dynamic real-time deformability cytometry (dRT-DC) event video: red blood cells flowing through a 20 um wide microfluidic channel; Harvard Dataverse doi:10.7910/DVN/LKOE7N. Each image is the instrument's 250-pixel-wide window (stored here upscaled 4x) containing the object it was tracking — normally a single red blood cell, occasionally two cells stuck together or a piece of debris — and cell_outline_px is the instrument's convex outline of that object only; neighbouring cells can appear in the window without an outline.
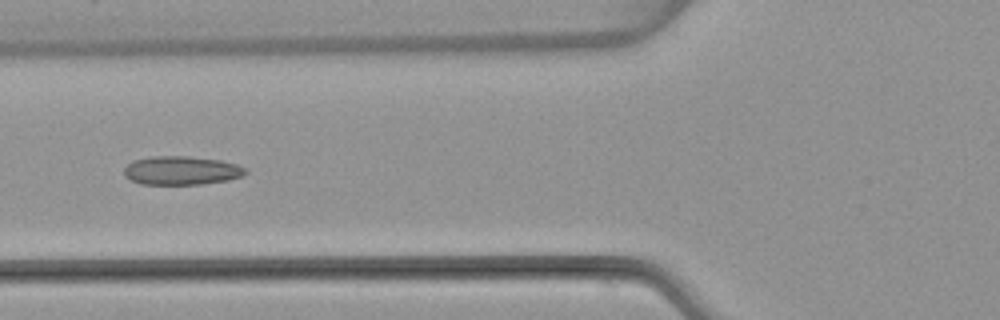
{"species": "common noctule bat (a hibernating species)", "species_latin": "Nyctalus noctula", "temperature_condition": "warm", "stored_images_in_passage": 5, "camera_frame_rate_fps": 3000, "um_per_image_px": 0.085, "animal": {"sex": "female", "body_mass_g": 22.7, "forearm_length_mm": 54.2}, "frame": {"image": 1, "passage_image": 5, "time_ms": 5.667, "image_size_px": [1000, 320], "cell_outline_px": [[248, 172], [240, 176], [228, 180], [204, 184], [140, 184], [124, 176], [124, 168], [132, 160], [152, 156], [188, 156], [220, 160], [236, 164], [248, 168]], "centroid_in_image_um": [15.42, 14.49], "position_along_channel_um": 110.4, "area_um2": 20.4}}